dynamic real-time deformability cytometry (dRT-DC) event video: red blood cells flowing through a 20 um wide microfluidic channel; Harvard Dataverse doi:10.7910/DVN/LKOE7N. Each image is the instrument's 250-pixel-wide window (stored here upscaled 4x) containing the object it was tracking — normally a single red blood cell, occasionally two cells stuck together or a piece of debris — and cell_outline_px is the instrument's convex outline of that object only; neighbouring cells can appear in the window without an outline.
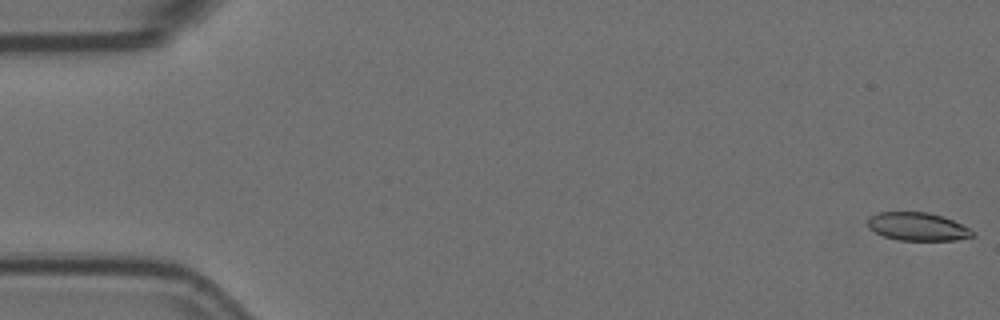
{"species": "Egyptian fruit bat (a non-hibernating species)", "species_latin": "Rousettus aegyptiacus", "temperature_condition": "room temperature", "stored_images_in_passage": 6, "camera_frame_rate_fps": 3000, "um_per_image_px": 0.085, "animal": {"sex": "female"}, "frame": {"image": 1, "passage_image": 1, "time_ms": 0.0, "image_size_px": [1000, 320], "cell_outline_px": [[976, 236], [956, 240], [900, 240], [884, 236], [868, 228], [868, 220], [872, 216], [880, 212], [928, 212], [952, 220], [976, 232]], "centroid_in_image_um": [78.02, 19.27], "position_along_channel_um": 7.0, "area_um2": 16.99}}